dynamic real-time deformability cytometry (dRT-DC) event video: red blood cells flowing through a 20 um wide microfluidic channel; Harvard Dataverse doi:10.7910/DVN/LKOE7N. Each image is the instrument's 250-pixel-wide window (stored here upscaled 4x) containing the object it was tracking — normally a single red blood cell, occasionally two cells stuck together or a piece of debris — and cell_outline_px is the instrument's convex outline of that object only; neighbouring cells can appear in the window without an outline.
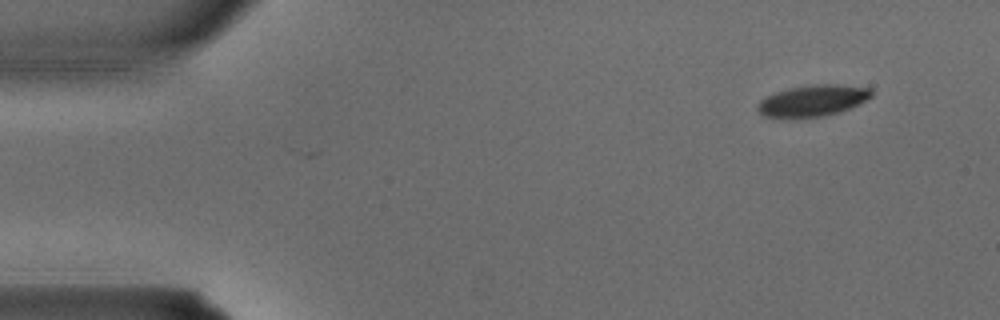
{"species": "common noctule bat (a hibernating species)", "species_latin": "Nyctalus noctula", "temperature_condition": "warm", "stored_images_in_passage": 3, "camera_frame_rate_fps": 3000, "um_per_image_px": 0.085, "animal": {"sex": "male", "body_mass_g": 15.6}, "frame": {"image": 1, "passage_image": 1, "time_ms": 0.0, "image_size_px": [1000, 320], "cell_outline_px": [[872, 96], [848, 108], [836, 112], [820, 116], [764, 116], [756, 108], [756, 104], [760, 100], [776, 92], [788, 88], [812, 84], [840, 84], [872, 88]], "centroid_in_image_um": [69.08, 8.51], "position_along_channel_um": 15.9, "area_um2": 20.17}}
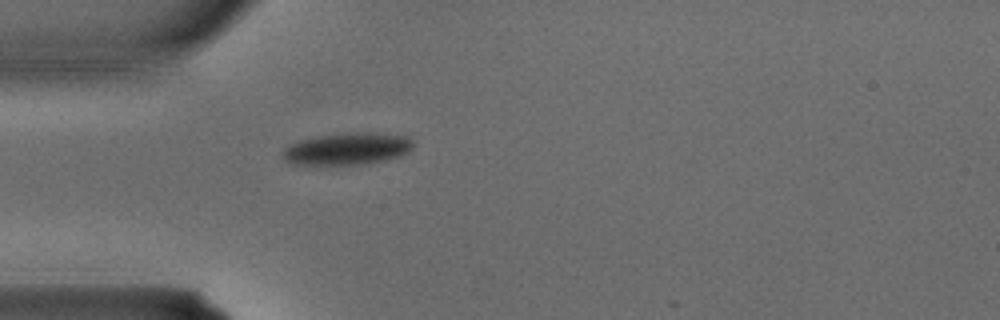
{"frame": {"image": 2, "passage_image": 3, "time_ms": 0.667, "image_size_px": [1000, 320], "cell_outline_px": [[412, 148], [408, 152], [400, 156], [384, 160], [360, 164], [292, 164], [284, 160], [280, 152], [284, 148], [300, 140], [320, 136], [356, 132], [376, 132], [408, 136], [412, 140]], "centroid_in_image_um": [29.53, 12.64], "position_along_channel_um": 55.5, "area_um2": 24.22}}